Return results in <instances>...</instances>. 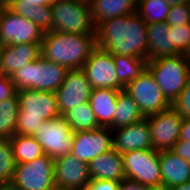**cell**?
I'll list each match as a JSON object with an SVG mask.
<instances>
[{
	"mask_svg": "<svg viewBox=\"0 0 190 190\" xmlns=\"http://www.w3.org/2000/svg\"><path fill=\"white\" fill-rule=\"evenodd\" d=\"M150 127L152 148L157 151L171 150L179 140L183 118L170 107L165 111L146 116Z\"/></svg>",
	"mask_w": 190,
	"mask_h": 190,
	"instance_id": "cell-12",
	"label": "cell"
},
{
	"mask_svg": "<svg viewBox=\"0 0 190 190\" xmlns=\"http://www.w3.org/2000/svg\"><path fill=\"white\" fill-rule=\"evenodd\" d=\"M118 190H148V186L142 185L136 181L124 179L120 181Z\"/></svg>",
	"mask_w": 190,
	"mask_h": 190,
	"instance_id": "cell-38",
	"label": "cell"
},
{
	"mask_svg": "<svg viewBox=\"0 0 190 190\" xmlns=\"http://www.w3.org/2000/svg\"><path fill=\"white\" fill-rule=\"evenodd\" d=\"M7 7L15 14L31 20L44 33L53 31L51 5L28 7L24 1H9Z\"/></svg>",
	"mask_w": 190,
	"mask_h": 190,
	"instance_id": "cell-24",
	"label": "cell"
},
{
	"mask_svg": "<svg viewBox=\"0 0 190 190\" xmlns=\"http://www.w3.org/2000/svg\"><path fill=\"white\" fill-rule=\"evenodd\" d=\"M63 116L73 133L100 128L89 102L70 109Z\"/></svg>",
	"mask_w": 190,
	"mask_h": 190,
	"instance_id": "cell-27",
	"label": "cell"
},
{
	"mask_svg": "<svg viewBox=\"0 0 190 190\" xmlns=\"http://www.w3.org/2000/svg\"><path fill=\"white\" fill-rule=\"evenodd\" d=\"M124 91L134 99L145 117L172 107V103L147 68L139 77L127 84Z\"/></svg>",
	"mask_w": 190,
	"mask_h": 190,
	"instance_id": "cell-9",
	"label": "cell"
},
{
	"mask_svg": "<svg viewBox=\"0 0 190 190\" xmlns=\"http://www.w3.org/2000/svg\"><path fill=\"white\" fill-rule=\"evenodd\" d=\"M51 8L53 31L95 35L88 0H56Z\"/></svg>",
	"mask_w": 190,
	"mask_h": 190,
	"instance_id": "cell-6",
	"label": "cell"
},
{
	"mask_svg": "<svg viewBox=\"0 0 190 190\" xmlns=\"http://www.w3.org/2000/svg\"><path fill=\"white\" fill-rule=\"evenodd\" d=\"M166 23L169 26L190 24V6L188 3L173 5L170 7Z\"/></svg>",
	"mask_w": 190,
	"mask_h": 190,
	"instance_id": "cell-32",
	"label": "cell"
},
{
	"mask_svg": "<svg viewBox=\"0 0 190 190\" xmlns=\"http://www.w3.org/2000/svg\"><path fill=\"white\" fill-rule=\"evenodd\" d=\"M119 91L111 88H97L92 90L89 103L100 127H109L113 130V118L116 112Z\"/></svg>",
	"mask_w": 190,
	"mask_h": 190,
	"instance_id": "cell-22",
	"label": "cell"
},
{
	"mask_svg": "<svg viewBox=\"0 0 190 190\" xmlns=\"http://www.w3.org/2000/svg\"><path fill=\"white\" fill-rule=\"evenodd\" d=\"M33 137L41 145L44 154L53 159L71 152L73 131L62 115L44 121Z\"/></svg>",
	"mask_w": 190,
	"mask_h": 190,
	"instance_id": "cell-11",
	"label": "cell"
},
{
	"mask_svg": "<svg viewBox=\"0 0 190 190\" xmlns=\"http://www.w3.org/2000/svg\"><path fill=\"white\" fill-rule=\"evenodd\" d=\"M111 149H113V130L109 127L73 133L70 153L87 164Z\"/></svg>",
	"mask_w": 190,
	"mask_h": 190,
	"instance_id": "cell-14",
	"label": "cell"
},
{
	"mask_svg": "<svg viewBox=\"0 0 190 190\" xmlns=\"http://www.w3.org/2000/svg\"><path fill=\"white\" fill-rule=\"evenodd\" d=\"M148 190H171V189L164 185H160V186L148 187Z\"/></svg>",
	"mask_w": 190,
	"mask_h": 190,
	"instance_id": "cell-44",
	"label": "cell"
},
{
	"mask_svg": "<svg viewBox=\"0 0 190 190\" xmlns=\"http://www.w3.org/2000/svg\"><path fill=\"white\" fill-rule=\"evenodd\" d=\"M95 39L96 47L111 54L148 60L147 24L136 12L99 23Z\"/></svg>",
	"mask_w": 190,
	"mask_h": 190,
	"instance_id": "cell-1",
	"label": "cell"
},
{
	"mask_svg": "<svg viewBox=\"0 0 190 190\" xmlns=\"http://www.w3.org/2000/svg\"><path fill=\"white\" fill-rule=\"evenodd\" d=\"M54 159L46 154L25 163H18L9 190H52Z\"/></svg>",
	"mask_w": 190,
	"mask_h": 190,
	"instance_id": "cell-7",
	"label": "cell"
},
{
	"mask_svg": "<svg viewBox=\"0 0 190 190\" xmlns=\"http://www.w3.org/2000/svg\"><path fill=\"white\" fill-rule=\"evenodd\" d=\"M113 118V130L136 124L146 117L134 99L124 90L119 91Z\"/></svg>",
	"mask_w": 190,
	"mask_h": 190,
	"instance_id": "cell-25",
	"label": "cell"
},
{
	"mask_svg": "<svg viewBox=\"0 0 190 190\" xmlns=\"http://www.w3.org/2000/svg\"><path fill=\"white\" fill-rule=\"evenodd\" d=\"M119 183V181L114 180L95 179L91 180L90 183L81 190H118Z\"/></svg>",
	"mask_w": 190,
	"mask_h": 190,
	"instance_id": "cell-36",
	"label": "cell"
},
{
	"mask_svg": "<svg viewBox=\"0 0 190 190\" xmlns=\"http://www.w3.org/2000/svg\"><path fill=\"white\" fill-rule=\"evenodd\" d=\"M147 69L171 103L180 95L190 79V65L183 54L148 60Z\"/></svg>",
	"mask_w": 190,
	"mask_h": 190,
	"instance_id": "cell-5",
	"label": "cell"
},
{
	"mask_svg": "<svg viewBox=\"0 0 190 190\" xmlns=\"http://www.w3.org/2000/svg\"><path fill=\"white\" fill-rule=\"evenodd\" d=\"M82 70L93 89L111 88L124 90L118 81L113 54L96 47L85 61Z\"/></svg>",
	"mask_w": 190,
	"mask_h": 190,
	"instance_id": "cell-13",
	"label": "cell"
},
{
	"mask_svg": "<svg viewBox=\"0 0 190 190\" xmlns=\"http://www.w3.org/2000/svg\"><path fill=\"white\" fill-rule=\"evenodd\" d=\"M170 6L189 3V0H164Z\"/></svg>",
	"mask_w": 190,
	"mask_h": 190,
	"instance_id": "cell-41",
	"label": "cell"
},
{
	"mask_svg": "<svg viewBox=\"0 0 190 190\" xmlns=\"http://www.w3.org/2000/svg\"><path fill=\"white\" fill-rule=\"evenodd\" d=\"M9 0H0V7L7 6Z\"/></svg>",
	"mask_w": 190,
	"mask_h": 190,
	"instance_id": "cell-45",
	"label": "cell"
},
{
	"mask_svg": "<svg viewBox=\"0 0 190 190\" xmlns=\"http://www.w3.org/2000/svg\"><path fill=\"white\" fill-rule=\"evenodd\" d=\"M172 107L182 118L190 117V79L180 95L172 103Z\"/></svg>",
	"mask_w": 190,
	"mask_h": 190,
	"instance_id": "cell-34",
	"label": "cell"
},
{
	"mask_svg": "<svg viewBox=\"0 0 190 190\" xmlns=\"http://www.w3.org/2000/svg\"><path fill=\"white\" fill-rule=\"evenodd\" d=\"M171 27L173 44L181 53H183L190 44V24L182 26L175 25Z\"/></svg>",
	"mask_w": 190,
	"mask_h": 190,
	"instance_id": "cell-33",
	"label": "cell"
},
{
	"mask_svg": "<svg viewBox=\"0 0 190 190\" xmlns=\"http://www.w3.org/2000/svg\"><path fill=\"white\" fill-rule=\"evenodd\" d=\"M17 97L19 113L15 134L33 136L44 121L60 116L53 92L24 89L17 90Z\"/></svg>",
	"mask_w": 190,
	"mask_h": 190,
	"instance_id": "cell-3",
	"label": "cell"
},
{
	"mask_svg": "<svg viewBox=\"0 0 190 190\" xmlns=\"http://www.w3.org/2000/svg\"><path fill=\"white\" fill-rule=\"evenodd\" d=\"M7 188L0 185V190H6Z\"/></svg>",
	"mask_w": 190,
	"mask_h": 190,
	"instance_id": "cell-46",
	"label": "cell"
},
{
	"mask_svg": "<svg viewBox=\"0 0 190 190\" xmlns=\"http://www.w3.org/2000/svg\"><path fill=\"white\" fill-rule=\"evenodd\" d=\"M69 69L46 60L41 55L28 65L16 70L10 79L17 90L33 89L55 93L63 84Z\"/></svg>",
	"mask_w": 190,
	"mask_h": 190,
	"instance_id": "cell-4",
	"label": "cell"
},
{
	"mask_svg": "<svg viewBox=\"0 0 190 190\" xmlns=\"http://www.w3.org/2000/svg\"><path fill=\"white\" fill-rule=\"evenodd\" d=\"M9 1H24L28 7L38 6V5H52L56 0H9Z\"/></svg>",
	"mask_w": 190,
	"mask_h": 190,
	"instance_id": "cell-40",
	"label": "cell"
},
{
	"mask_svg": "<svg viewBox=\"0 0 190 190\" xmlns=\"http://www.w3.org/2000/svg\"><path fill=\"white\" fill-rule=\"evenodd\" d=\"M171 190H190V182L172 187Z\"/></svg>",
	"mask_w": 190,
	"mask_h": 190,
	"instance_id": "cell-42",
	"label": "cell"
},
{
	"mask_svg": "<svg viewBox=\"0 0 190 190\" xmlns=\"http://www.w3.org/2000/svg\"><path fill=\"white\" fill-rule=\"evenodd\" d=\"M17 162L10 139L0 140V185L8 188L14 176Z\"/></svg>",
	"mask_w": 190,
	"mask_h": 190,
	"instance_id": "cell-31",
	"label": "cell"
},
{
	"mask_svg": "<svg viewBox=\"0 0 190 190\" xmlns=\"http://www.w3.org/2000/svg\"><path fill=\"white\" fill-rule=\"evenodd\" d=\"M162 185L172 188L190 182V163L171 150L159 151Z\"/></svg>",
	"mask_w": 190,
	"mask_h": 190,
	"instance_id": "cell-20",
	"label": "cell"
},
{
	"mask_svg": "<svg viewBox=\"0 0 190 190\" xmlns=\"http://www.w3.org/2000/svg\"><path fill=\"white\" fill-rule=\"evenodd\" d=\"M18 113L17 95L14 98L0 101V140L11 139L15 135Z\"/></svg>",
	"mask_w": 190,
	"mask_h": 190,
	"instance_id": "cell-29",
	"label": "cell"
},
{
	"mask_svg": "<svg viewBox=\"0 0 190 190\" xmlns=\"http://www.w3.org/2000/svg\"><path fill=\"white\" fill-rule=\"evenodd\" d=\"M185 60L189 63L190 65V44L188 45L187 49L182 53Z\"/></svg>",
	"mask_w": 190,
	"mask_h": 190,
	"instance_id": "cell-43",
	"label": "cell"
},
{
	"mask_svg": "<svg viewBox=\"0 0 190 190\" xmlns=\"http://www.w3.org/2000/svg\"><path fill=\"white\" fill-rule=\"evenodd\" d=\"M93 87L82 69L69 70L63 84L55 92L60 115L89 102Z\"/></svg>",
	"mask_w": 190,
	"mask_h": 190,
	"instance_id": "cell-15",
	"label": "cell"
},
{
	"mask_svg": "<svg viewBox=\"0 0 190 190\" xmlns=\"http://www.w3.org/2000/svg\"><path fill=\"white\" fill-rule=\"evenodd\" d=\"M95 27L106 20L136 12L137 0H88Z\"/></svg>",
	"mask_w": 190,
	"mask_h": 190,
	"instance_id": "cell-23",
	"label": "cell"
},
{
	"mask_svg": "<svg viewBox=\"0 0 190 190\" xmlns=\"http://www.w3.org/2000/svg\"><path fill=\"white\" fill-rule=\"evenodd\" d=\"M90 181L88 164L73 154L54 159V182L59 190H81Z\"/></svg>",
	"mask_w": 190,
	"mask_h": 190,
	"instance_id": "cell-16",
	"label": "cell"
},
{
	"mask_svg": "<svg viewBox=\"0 0 190 190\" xmlns=\"http://www.w3.org/2000/svg\"><path fill=\"white\" fill-rule=\"evenodd\" d=\"M171 151L190 163V142L178 140Z\"/></svg>",
	"mask_w": 190,
	"mask_h": 190,
	"instance_id": "cell-37",
	"label": "cell"
},
{
	"mask_svg": "<svg viewBox=\"0 0 190 190\" xmlns=\"http://www.w3.org/2000/svg\"><path fill=\"white\" fill-rule=\"evenodd\" d=\"M17 95V88L9 76L0 74V101L14 98Z\"/></svg>",
	"mask_w": 190,
	"mask_h": 190,
	"instance_id": "cell-35",
	"label": "cell"
},
{
	"mask_svg": "<svg viewBox=\"0 0 190 190\" xmlns=\"http://www.w3.org/2000/svg\"><path fill=\"white\" fill-rule=\"evenodd\" d=\"M95 48V35L49 31L41 42V56L69 70L82 69Z\"/></svg>",
	"mask_w": 190,
	"mask_h": 190,
	"instance_id": "cell-2",
	"label": "cell"
},
{
	"mask_svg": "<svg viewBox=\"0 0 190 190\" xmlns=\"http://www.w3.org/2000/svg\"><path fill=\"white\" fill-rule=\"evenodd\" d=\"M41 55V43L3 45L0 49V74L11 76Z\"/></svg>",
	"mask_w": 190,
	"mask_h": 190,
	"instance_id": "cell-18",
	"label": "cell"
},
{
	"mask_svg": "<svg viewBox=\"0 0 190 190\" xmlns=\"http://www.w3.org/2000/svg\"><path fill=\"white\" fill-rule=\"evenodd\" d=\"M118 81L125 87L147 68V61L139 57L113 54Z\"/></svg>",
	"mask_w": 190,
	"mask_h": 190,
	"instance_id": "cell-26",
	"label": "cell"
},
{
	"mask_svg": "<svg viewBox=\"0 0 190 190\" xmlns=\"http://www.w3.org/2000/svg\"><path fill=\"white\" fill-rule=\"evenodd\" d=\"M159 151L133 150L122 154L126 179L153 187L162 185Z\"/></svg>",
	"mask_w": 190,
	"mask_h": 190,
	"instance_id": "cell-8",
	"label": "cell"
},
{
	"mask_svg": "<svg viewBox=\"0 0 190 190\" xmlns=\"http://www.w3.org/2000/svg\"><path fill=\"white\" fill-rule=\"evenodd\" d=\"M179 140L190 142V117L183 118Z\"/></svg>",
	"mask_w": 190,
	"mask_h": 190,
	"instance_id": "cell-39",
	"label": "cell"
},
{
	"mask_svg": "<svg viewBox=\"0 0 190 190\" xmlns=\"http://www.w3.org/2000/svg\"><path fill=\"white\" fill-rule=\"evenodd\" d=\"M148 60L182 54L173 44L172 27L166 22L147 24Z\"/></svg>",
	"mask_w": 190,
	"mask_h": 190,
	"instance_id": "cell-21",
	"label": "cell"
},
{
	"mask_svg": "<svg viewBox=\"0 0 190 190\" xmlns=\"http://www.w3.org/2000/svg\"><path fill=\"white\" fill-rule=\"evenodd\" d=\"M44 34L31 20L15 14L7 6L0 7V44L2 46L41 43Z\"/></svg>",
	"mask_w": 190,
	"mask_h": 190,
	"instance_id": "cell-10",
	"label": "cell"
},
{
	"mask_svg": "<svg viewBox=\"0 0 190 190\" xmlns=\"http://www.w3.org/2000/svg\"><path fill=\"white\" fill-rule=\"evenodd\" d=\"M170 7L164 0H137L136 13L146 24L166 22Z\"/></svg>",
	"mask_w": 190,
	"mask_h": 190,
	"instance_id": "cell-30",
	"label": "cell"
},
{
	"mask_svg": "<svg viewBox=\"0 0 190 190\" xmlns=\"http://www.w3.org/2000/svg\"><path fill=\"white\" fill-rule=\"evenodd\" d=\"M91 180H114L126 179L124 173L123 156L114 148L94 158L89 164Z\"/></svg>",
	"mask_w": 190,
	"mask_h": 190,
	"instance_id": "cell-19",
	"label": "cell"
},
{
	"mask_svg": "<svg viewBox=\"0 0 190 190\" xmlns=\"http://www.w3.org/2000/svg\"><path fill=\"white\" fill-rule=\"evenodd\" d=\"M10 141L17 164L33 161L44 155L41 145L33 136L15 134Z\"/></svg>",
	"mask_w": 190,
	"mask_h": 190,
	"instance_id": "cell-28",
	"label": "cell"
},
{
	"mask_svg": "<svg viewBox=\"0 0 190 190\" xmlns=\"http://www.w3.org/2000/svg\"><path fill=\"white\" fill-rule=\"evenodd\" d=\"M113 148L121 155L133 151L152 148L150 127L146 119L113 130Z\"/></svg>",
	"mask_w": 190,
	"mask_h": 190,
	"instance_id": "cell-17",
	"label": "cell"
}]
</instances>
